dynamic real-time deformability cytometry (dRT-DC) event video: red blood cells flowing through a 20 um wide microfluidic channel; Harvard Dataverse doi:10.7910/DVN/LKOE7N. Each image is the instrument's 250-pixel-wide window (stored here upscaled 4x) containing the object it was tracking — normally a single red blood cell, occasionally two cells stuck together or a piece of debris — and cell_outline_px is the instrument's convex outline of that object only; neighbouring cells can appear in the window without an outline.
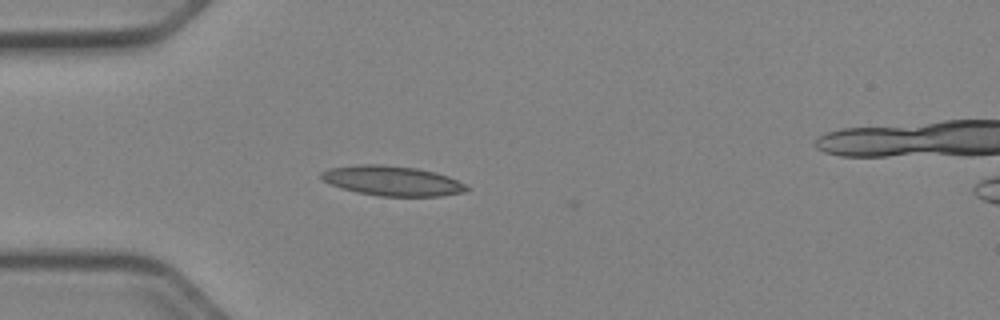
{"species": "Egyptian fruit bat (a non-hibernating species)", "species_latin": "Rousettus aegyptiacus", "temperature_condition": "cold", "stored_images_in_passage": 38, "camera_frame_rate_fps": 3000, "um_per_image_px": 0.085, "animal": {"sex": "female"}, "frame": {"image": 1, "passage_image": 1, "time_ms": 0.0, "image_size_px": [1000, 320], "cell_outline_px": [[468, 192], [440, 196], [380, 196], [356, 192], [332, 184], [324, 180], [320, 176], [320, 172], [332, 168], [360, 164], [380, 164], [416, 168], [436, 172], [448, 176], [468, 184]], "centroid_in_image_um": [33.42, 15.37], "position_along_channel_um": 51.6, "area_um2": 25.26}}
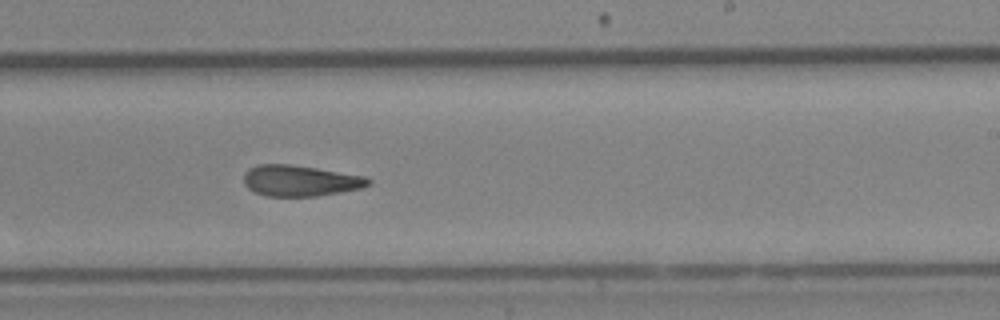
{"frame": {"image": 2, "passage_image": 18, "time_ms": 5.667, "image_size_px": [1000, 320], "cell_outline_px": [[372, 184], [360, 188], [340, 192], [316, 196], [268, 196], [256, 192], [248, 188], [244, 184], [244, 172], [248, 168], [256, 164], [288, 164], [316, 168], [364, 176], [372, 180]], "centroid_in_image_um": [25.49, 15.35], "position_along_channel_um": 263.5, "area_um2": 22.43}}
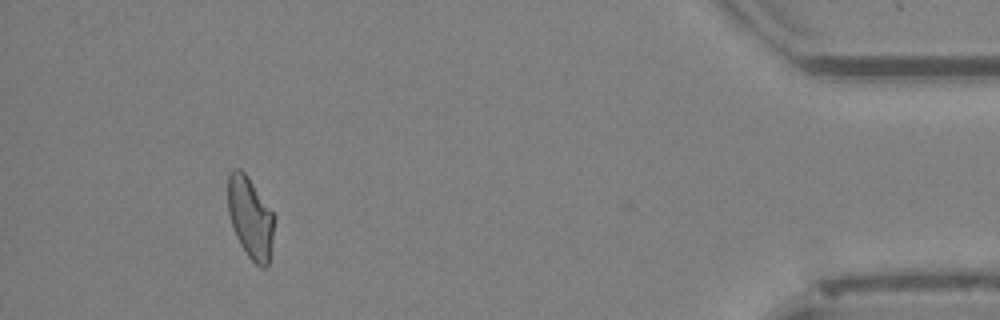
{"frame": {"image": 3, "passage_image": 34, "time_ms": 11.0, "image_size_px": [1000, 320], "cell_outline_px": [[272, 236], [268, 264], [264, 268], [260, 268], [248, 256], [240, 244], [236, 236], [228, 212], [228, 172], [232, 168], [240, 168], [248, 176], [272, 212]], "centroid_in_image_um": [21.23, 18.46], "position_along_channel_um": 414.0, "area_um2": 21.5}, "authors_computed_cell_mechanics": {"area_um2": 22.7443, "velocity_mm_per_s": 3.9652, "shape_relaxation_time_tau1_ms": null, "shape_relaxation_time_tau2_ms": 4.8803, "deformation_change_tau1": null, "deformation_change_tau2": 0.1382}}